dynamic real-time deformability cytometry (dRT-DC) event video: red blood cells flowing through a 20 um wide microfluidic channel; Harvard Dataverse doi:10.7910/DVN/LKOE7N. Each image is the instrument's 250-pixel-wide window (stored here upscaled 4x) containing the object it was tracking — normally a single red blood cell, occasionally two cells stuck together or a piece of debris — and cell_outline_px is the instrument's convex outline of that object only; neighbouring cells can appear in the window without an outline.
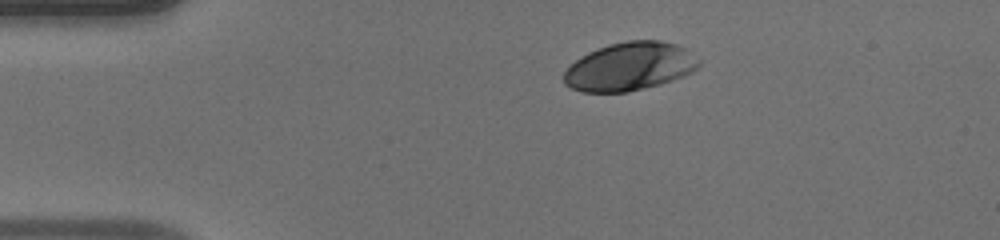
{"species": "human", "species_latin": "Homo sapiens", "temperature_condition": "warm", "stored_images_in_passage": 40, "camera_frame_rate_fps": 3000, "um_per_image_px": 0.085, "donor": {"sex": "male"}, "frame": {"image": 1, "passage_image": 1, "time_ms": 0.0, "image_size_px": [1000, 240], "cell_outline_px": [[700, 64], [692, 72], [684, 76], [660, 84], [628, 92], [580, 92], [564, 84], [564, 72], [580, 56], [596, 48], [608, 44], [628, 40], [660, 40], [676, 44], [688, 48], [700, 60]], "centroid_in_image_um": [53.54, 5.64], "position_along_channel_um": 31.5, "area_um2": 38.26}}
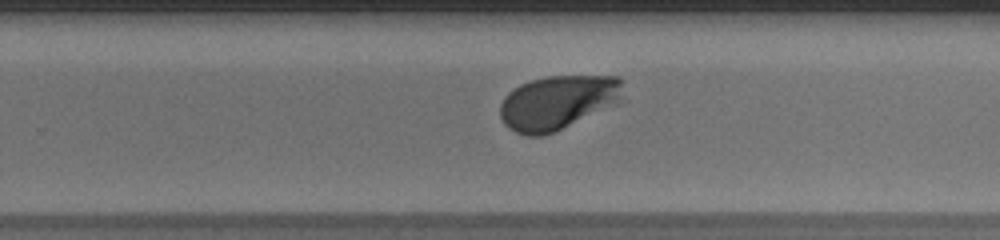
{"frame": {"image": 2, "passage_image": 23, "time_ms": 7.333, "image_size_px": [1000, 240], "cell_outline_px": [[624, 100], [552, 132], [540, 136], [528, 136], [516, 132], [508, 128], [504, 124], [500, 116], [500, 104], [504, 96], [508, 92], [520, 84], [532, 80], [548, 76], [620, 76]], "centroid_in_image_um": [47.39, 8.69], "position_along_channel_um": 282.4, "area_um2": 38.55}}
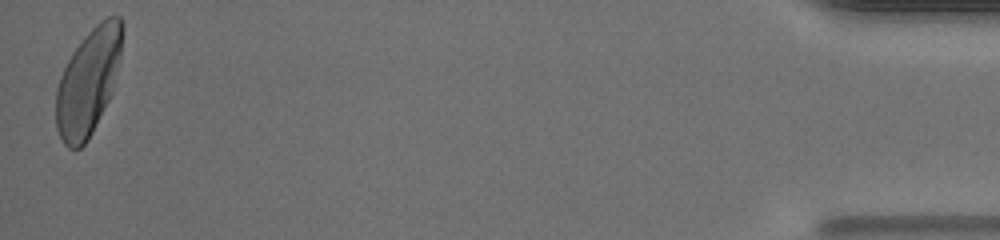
{"frame": {"image": 3, "passage_image": 40, "time_ms": 13.0, "image_size_px": [1000, 240], "cell_outline_px": [[124, 24], [120, 56], [112, 92], [88, 140], [80, 148], [68, 148], [64, 144], [56, 128], [56, 88], [60, 76], [72, 52], [84, 36], [100, 20], [108, 16], [120, 16]], "centroid_in_image_um": [7.5, 6.93], "position_along_channel_um": 427.7, "area_um2": 40.81}, "authors_computed_cell_mechanics": {"area_um2": 38.2347, "velocity_mm_per_s": 4.1758, "shape_relaxation_time_tau1_ms": 2.1389, "shape_relaxation_time_tau2_ms": null, "deformation_change_tau1": 0.1589, "deformation_change_tau2": null}}